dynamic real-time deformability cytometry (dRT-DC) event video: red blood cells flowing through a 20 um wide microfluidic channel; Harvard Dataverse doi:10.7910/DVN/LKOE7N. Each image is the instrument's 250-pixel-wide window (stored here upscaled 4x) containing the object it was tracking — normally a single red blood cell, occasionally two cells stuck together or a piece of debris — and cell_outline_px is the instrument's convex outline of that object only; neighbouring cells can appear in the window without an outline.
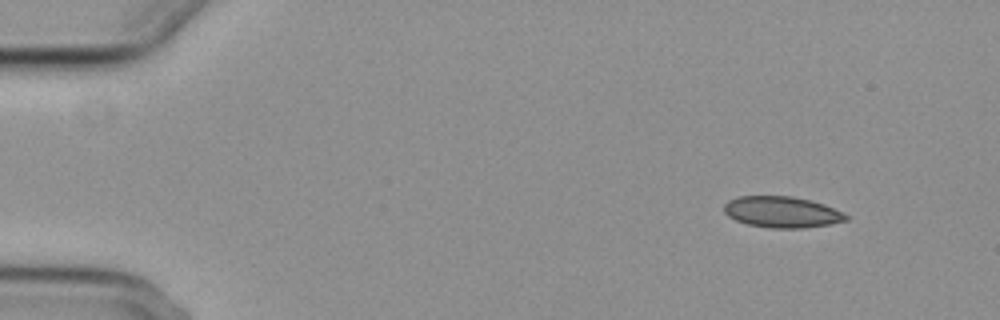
{"species": "common noctule bat (a hibernating species)", "species_latin": "Nyctalus noctula", "temperature_condition": "cold", "stored_images_in_passage": 3, "camera_frame_rate_fps": 3000, "um_per_image_px": 0.085, "animal": {"sex": "female", "body_mass_g": 29.2, "forearm_length_mm": 56.3}, "frame": {"image": 1, "passage_image": 1, "time_ms": 0.0, "image_size_px": [1000, 320], "cell_outline_px": [[848, 220], [828, 224], [804, 228], [768, 228], [748, 224], [736, 220], [728, 216], [724, 212], [724, 204], [728, 200], [736, 196], [792, 196], [824, 204], [848, 216]], "centroid_in_image_um": [66.41, 18.02], "position_along_channel_um": 18.6, "area_um2": 22.02}}